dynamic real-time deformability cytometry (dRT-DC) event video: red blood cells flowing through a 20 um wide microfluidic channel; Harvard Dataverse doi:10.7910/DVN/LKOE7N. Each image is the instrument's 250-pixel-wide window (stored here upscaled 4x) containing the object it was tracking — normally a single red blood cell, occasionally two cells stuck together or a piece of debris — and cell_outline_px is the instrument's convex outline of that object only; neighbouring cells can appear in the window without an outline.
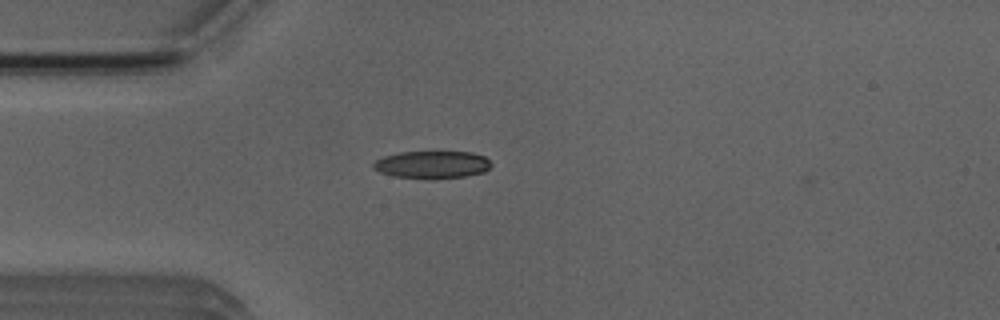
{"species": "Egyptian fruit bat (a non-hibernating species)", "species_latin": "Rousettus aegyptiacus", "temperature_condition": "room temperature", "stored_images_in_passage": 1, "camera_frame_rate_fps": 3000, "um_per_image_px": 0.085, "animal": {"sex": "male"}, "frame": {"image": 1, "passage_image": 1, "time_ms": 0.0, "image_size_px": [1000, 320], "cell_outline_px": [[492, 164], [484, 172], [464, 176], [432, 180], [392, 176], [380, 172], [372, 168], [372, 164], [376, 160], [384, 156], [400, 152], [472, 152], [484, 156]], "centroid_in_image_um": [36.7, 14.01], "position_along_channel_um": 48.3, "area_um2": 19.07}}